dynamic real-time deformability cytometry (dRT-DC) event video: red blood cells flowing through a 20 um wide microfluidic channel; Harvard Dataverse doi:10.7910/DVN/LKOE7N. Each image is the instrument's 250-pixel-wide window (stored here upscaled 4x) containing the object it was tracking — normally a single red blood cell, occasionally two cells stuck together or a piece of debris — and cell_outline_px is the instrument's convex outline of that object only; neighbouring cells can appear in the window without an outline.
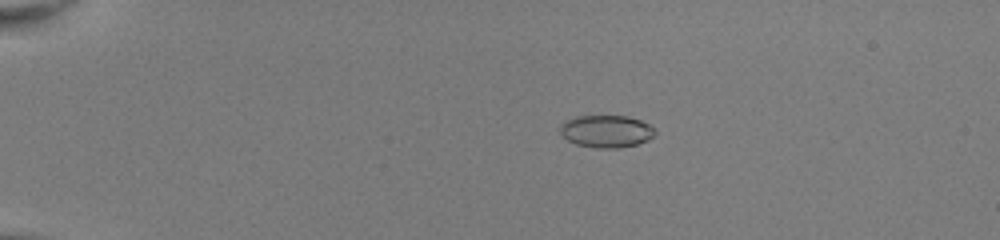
{"species": "common noctule bat (a hibernating species)", "species_latin": "Nyctalus noctula", "temperature_condition": "room temperature", "stored_images_in_passage": 53, "camera_frame_rate_fps": 3000, "um_per_image_px": 0.085, "animal": {"sex": "female", "body_mass_g": 22.0, "forearm_length_mm": 56.7}, "frame": {"image": 1, "passage_image": 13, "time_ms": 4.0, "image_size_px": [1000, 240], "cell_outline_px": [[656, 132], [648, 140], [636, 144], [620, 148], [596, 148], [576, 144], [568, 140], [560, 132], [560, 124], [576, 116], [628, 116], [640, 120], [656, 128]], "centroid_in_image_um": [51.55, 11.16], "position_along_channel_um": 33.4, "area_um2": 17.86}}
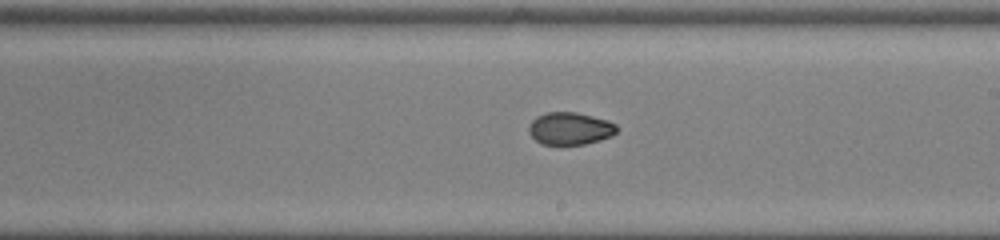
{"frame": {"image": 2, "passage_image": 34, "time_ms": 11.0, "image_size_px": [1000, 240], "cell_outline_px": [[616, 132], [612, 136], [600, 140], [584, 144], [540, 144], [528, 132], [528, 128], [532, 120], [536, 116], [548, 112], [576, 112], [608, 120], [616, 124]], "centroid_in_image_um": [48.44, 10.92], "position_along_channel_um": 240.6, "area_um2": 16.59}}
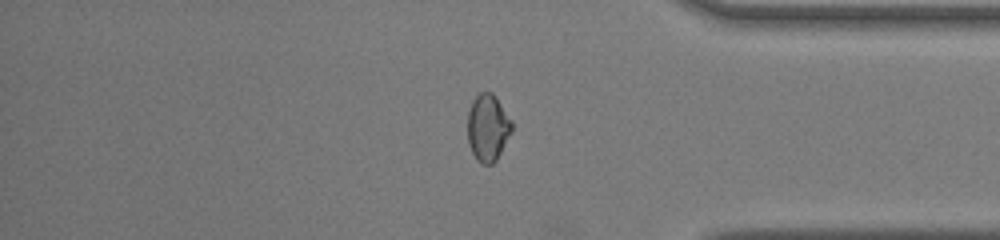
{"frame": {"image": 3, "passage_image": 46, "time_ms": 15.0, "image_size_px": [1000, 240], "cell_outline_px": [[512, 132], [496, 160], [492, 164], [484, 164], [476, 160], [468, 144], [468, 112], [472, 100], [480, 92], [492, 92], [496, 96], [512, 120]], "centroid_in_image_um": [41.47, 10.84], "position_along_channel_um": 393.7, "area_um2": 17.4}, "authors_computed_cell_mechanics": {"area_um2": 17.629, "velocity_mm_per_s": 4.0672, "shape_relaxation_time_tau1_ms": null, "shape_relaxation_time_tau2_ms": 1.5612, "deformation_change_tau1": null, "deformation_change_tau2": 0.039}}